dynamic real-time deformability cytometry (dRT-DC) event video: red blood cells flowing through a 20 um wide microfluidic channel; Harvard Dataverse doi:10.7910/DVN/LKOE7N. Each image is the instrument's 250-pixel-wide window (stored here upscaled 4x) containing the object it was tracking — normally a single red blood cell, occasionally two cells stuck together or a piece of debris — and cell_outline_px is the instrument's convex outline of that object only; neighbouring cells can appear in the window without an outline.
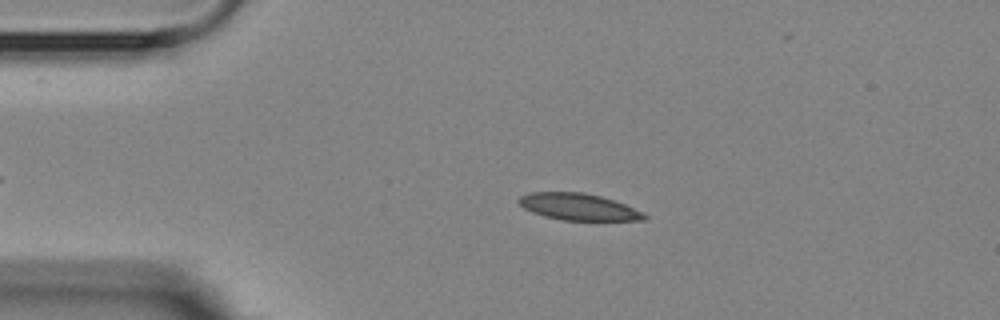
{"species": "Egyptian fruit bat (a non-hibernating species)", "species_latin": "Rousettus aegyptiacus", "temperature_condition": "room temperature", "stored_images_in_passage": 4, "camera_frame_rate_fps": 3000, "um_per_image_px": 0.085, "animal": {"sex": "female"}, "frame": {"image": 1, "passage_image": 2, "time_ms": 1.333, "image_size_px": [1000, 320], "cell_outline_px": [[648, 216], [644, 220], [560, 220], [544, 216], [532, 212], [524, 208], [516, 200], [520, 196], [532, 192], [584, 192], [600, 196], [624, 204], [644, 212]], "centroid_in_image_um": [49.15, 17.58], "position_along_channel_um": 35.8, "area_um2": 19.48}}
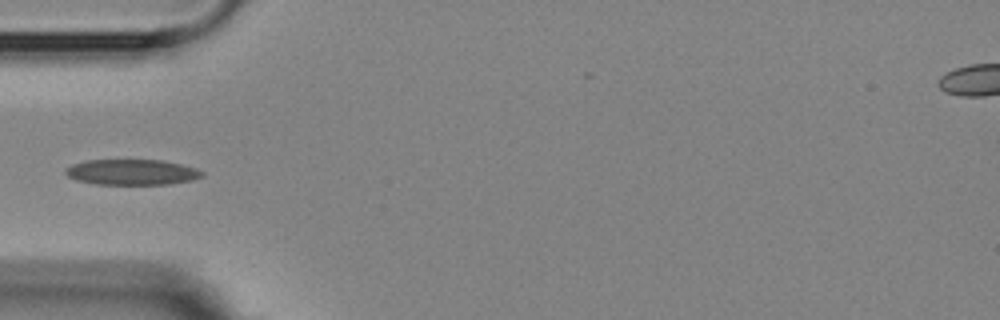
{"frame": {"image": 2, "passage_image": 4, "time_ms": 3.333, "image_size_px": [1000, 320], "cell_outline_px": [[204, 176], [192, 180], [172, 184], [96, 184], [76, 180], [68, 176], [64, 172], [64, 168], [72, 164], [88, 160], [164, 160], [196, 168], [204, 172]], "centroid_in_image_um": [11.22, 14.63], "position_along_channel_um": 73.8, "area_um2": 20.46}}